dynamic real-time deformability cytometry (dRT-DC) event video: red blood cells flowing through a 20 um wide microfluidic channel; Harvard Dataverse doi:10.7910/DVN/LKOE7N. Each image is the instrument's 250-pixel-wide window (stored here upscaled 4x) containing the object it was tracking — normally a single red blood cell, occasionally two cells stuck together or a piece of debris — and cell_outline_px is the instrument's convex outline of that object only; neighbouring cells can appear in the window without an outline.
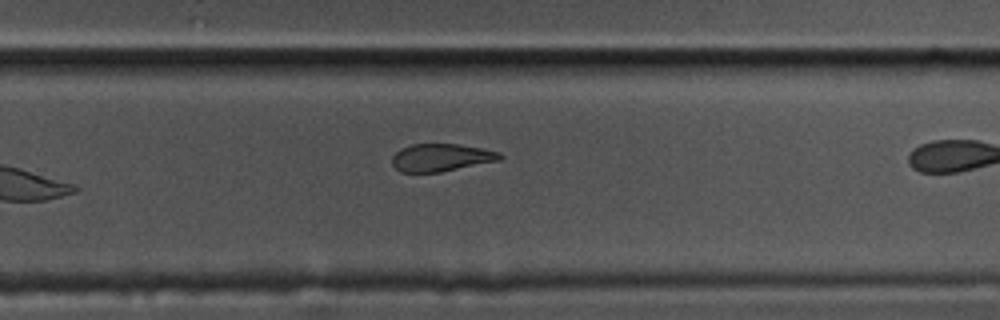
{"species": "common noctule bat (a hibernating species)", "species_latin": "Nyctalus noctula", "temperature_condition": "cold", "stored_images_in_passage": 35, "camera_frame_rate_fps": 3000, "um_per_image_px": 0.085, "animal": {"sex": "male", "body_mass_g": 17.5, "forearm_length_mm": 52.3}, "frame": {"image": 1, "passage_image": 16, "time_ms": 5.0, "image_size_px": [1000, 320], "cell_outline_px": [[504, 156], [500, 160], [440, 172], [400, 172], [392, 164], [392, 156], [400, 148], [412, 144], [460, 144], [500, 152]], "centroid_in_image_um": [37.49, 13.39], "position_along_channel_um": 292.3, "area_um2": 17.34}, "authors_computed_cell_mechanics": {"area_um2": 23.7558, "velocity_mm_per_s": 3.336, "shape_relaxation_time_tau1_ms": 0.9488, "shape_relaxation_time_tau2_ms": 1.823, "deformation_change_tau1": 0.0325, "deformation_change_tau2": 0.0572}}